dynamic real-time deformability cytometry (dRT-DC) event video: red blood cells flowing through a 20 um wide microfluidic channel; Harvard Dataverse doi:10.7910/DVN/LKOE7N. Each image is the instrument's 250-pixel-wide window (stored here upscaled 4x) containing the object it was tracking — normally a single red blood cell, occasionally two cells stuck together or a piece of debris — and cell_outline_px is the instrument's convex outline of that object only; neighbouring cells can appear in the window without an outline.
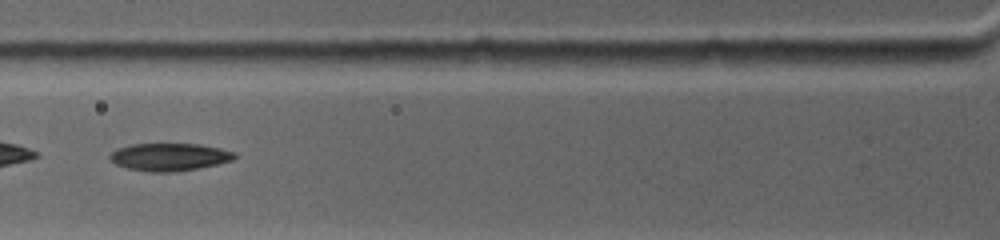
{"species": "common noctule bat (a hibernating species)", "species_latin": "Nyctalus noctula", "temperature_condition": "warm", "stored_images_in_passage": 26, "camera_frame_rate_fps": 4500, "um_per_image_px": 0.085, "animal": {"sex": "female", "body_mass_g": 19.0, "forearm_length_mm": 53.3}, "frame": {"image": 1, "passage_image": 5, "time_ms": 2.0, "image_size_px": [1000, 240], "cell_outline_px": [[236, 156], [232, 160], [216, 164], [176, 172], [148, 172], [128, 168], [116, 164], [108, 156], [116, 148], [128, 144], [200, 144], [220, 148], [236, 152]], "centroid_in_image_um": [14.38, 13.33], "position_along_channel_um": 111.4, "area_um2": 20.06}}
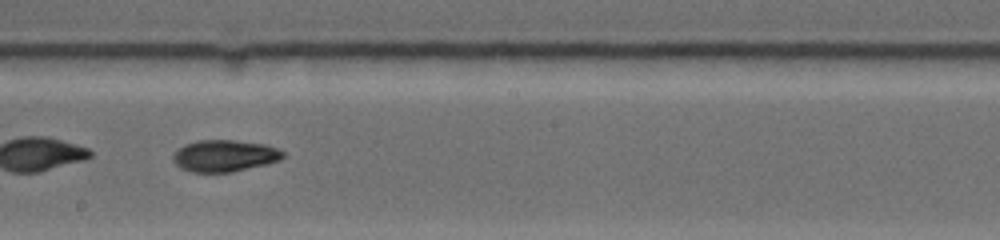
{"frame": {"image": 2, "passage_image": 12, "time_ms": 5.111, "image_size_px": [1000, 240], "cell_outline_px": [[284, 156], [280, 160], [232, 172], [192, 172], [180, 168], [172, 160], [172, 156], [176, 148], [184, 144], [196, 140], [236, 140], [264, 144], [276, 148], [284, 152]], "centroid_in_image_um": [19.02, 13.23], "position_along_channel_um": 229.2, "area_um2": 20.4}, "authors_computed_cell_mechanics": {"area_um2": 20.4323, "velocity_mm_per_s": 3.7969, "shape_relaxation_time_tau1_ms": 6.3588, "shape_relaxation_time_tau2_ms": 3.6055, "deformation_change_tau1": 0.1947, "deformation_change_tau2": 0.0545}}